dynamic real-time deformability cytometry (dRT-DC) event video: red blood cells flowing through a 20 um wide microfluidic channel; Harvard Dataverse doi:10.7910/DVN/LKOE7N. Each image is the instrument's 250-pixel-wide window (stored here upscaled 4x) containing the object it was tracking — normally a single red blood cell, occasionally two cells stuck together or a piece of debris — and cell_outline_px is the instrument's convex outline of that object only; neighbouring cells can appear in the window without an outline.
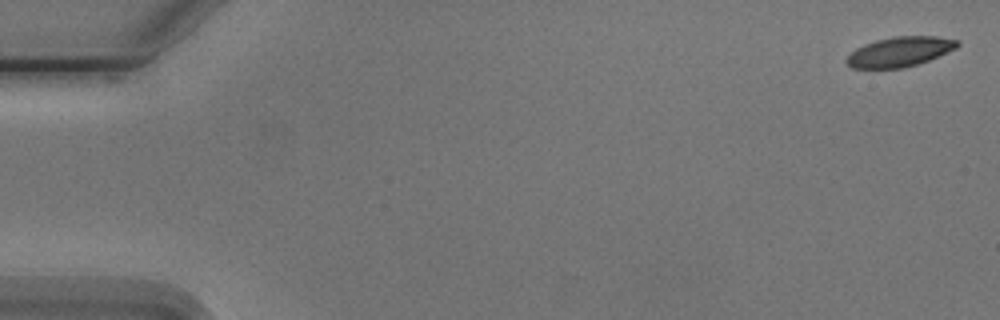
{"species": "Egyptian fruit bat (a non-hibernating species)", "species_latin": "Rousettus aegyptiacus", "temperature_condition": "cold", "stored_images_in_passage": 8, "camera_frame_rate_fps": 3000, "um_per_image_px": 0.085, "animal": {"sex": "male"}, "frame": {"image": 1, "passage_image": 1, "time_ms": 0.0, "image_size_px": [1000, 320], "cell_outline_px": [[960, 44], [956, 48], [928, 60], [904, 68], [852, 68], [844, 60], [856, 48], [864, 44], [876, 40], [896, 36], [936, 36], [956, 40]], "centroid_in_image_um": [76.45, 4.39], "position_along_channel_um": 8.5, "area_um2": 19.02}}
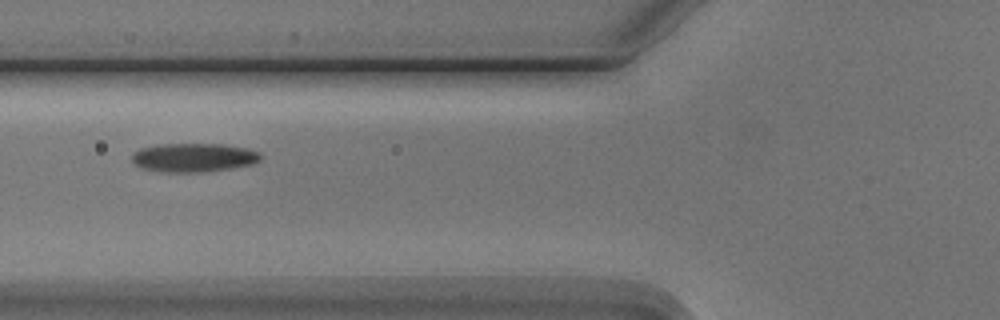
{"frame": {"image": 2, "passage_image": 6, "time_ms": 6.667, "image_size_px": [1000, 320], "cell_outline_px": [[260, 160], [252, 164], [228, 168], [196, 172], [168, 172], [144, 168], [136, 164], [132, 160], [132, 156], [140, 148], [156, 144], [224, 144], [248, 148], [260, 152]], "centroid_in_image_um": [16.48, 13.37], "position_along_channel_um": 109.3, "area_um2": 21.27}}
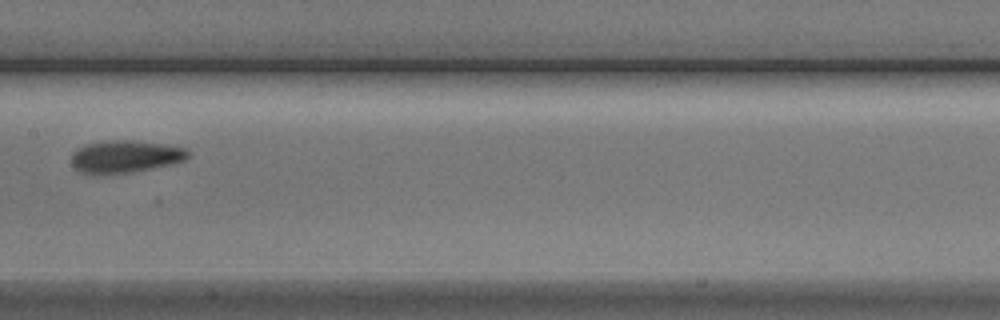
{"frame": {"image": 3, "passage_image": 8, "time_ms": 9.0, "image_size_px": [1000, 320], "cell_outline_px": [[188, 156], [184, 160], [168, 164], [128, 172], [80, 172], [72, 164], [72, 152], [76, 148], [84, 144], [112, 140], [132, 140], [164, 144], [188, 148]], "centroid_in_image_um": [10.64, 13.26], "position_along_channel_um": 196.8, "area_um2": 21.33}}